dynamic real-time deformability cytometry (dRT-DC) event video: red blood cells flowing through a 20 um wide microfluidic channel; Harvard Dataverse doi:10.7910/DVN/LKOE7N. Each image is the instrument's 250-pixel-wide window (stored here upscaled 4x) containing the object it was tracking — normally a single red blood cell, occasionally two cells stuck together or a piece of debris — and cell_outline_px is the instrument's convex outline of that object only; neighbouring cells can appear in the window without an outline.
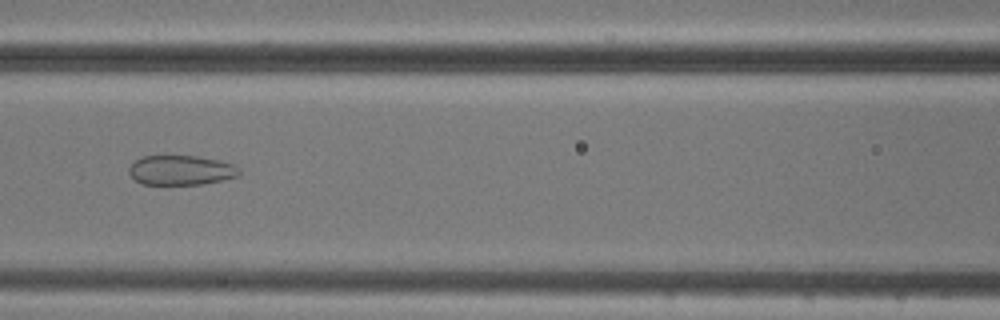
{"species": "common noctule bat (a hibernating species)", "species_latin": "Nyctalus noctula", "temperature_condition": "cold", "stored_images_in_passage": 10, "camera_frame_rate_fps": 3000, "um_per_image_px": 0.085, "animal": {"sex": "male", "body_mass_g": 20.5, "forearm_length_mm": 52.5}, "frame": {"image": 1, "passage_image": 6, "time_ms": 6.0, "image_size_px": [1000, 320], "cell_outline_px": [[240, 172], [236, 176], [204, 184], [140, 184], [128, 172], [128, 168], [140, 156], [196, 156], [216, 160], [232, 164], [240, 168]], "centroid_in_image_um": [15.34, 14.46], "position_along_channel_um": 151.3, "area_um2": 18.84}}
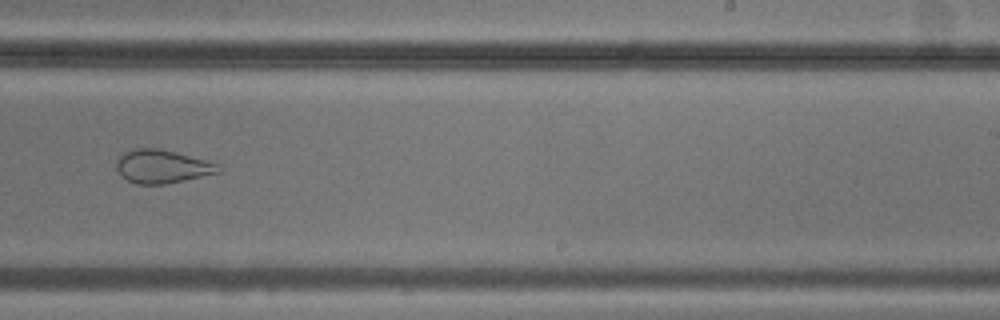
{"frame": {"image": 2, "passage_image": 9, "time_ms": 9.333, "image_size_px": [1000, 320], "cell_outline_px": [[220, 172], [184, 180], [164, 184], [136, 184], [120, 176], [116, 168], [116, 160], [124, 152], [136, 148], [160, 148], [208, 160], [216, 164], [220, 168]], "centroid_in_image_um": [13.74, 14.14], "position_along_channel_um": 275.3, "area_um2": 19.83}}